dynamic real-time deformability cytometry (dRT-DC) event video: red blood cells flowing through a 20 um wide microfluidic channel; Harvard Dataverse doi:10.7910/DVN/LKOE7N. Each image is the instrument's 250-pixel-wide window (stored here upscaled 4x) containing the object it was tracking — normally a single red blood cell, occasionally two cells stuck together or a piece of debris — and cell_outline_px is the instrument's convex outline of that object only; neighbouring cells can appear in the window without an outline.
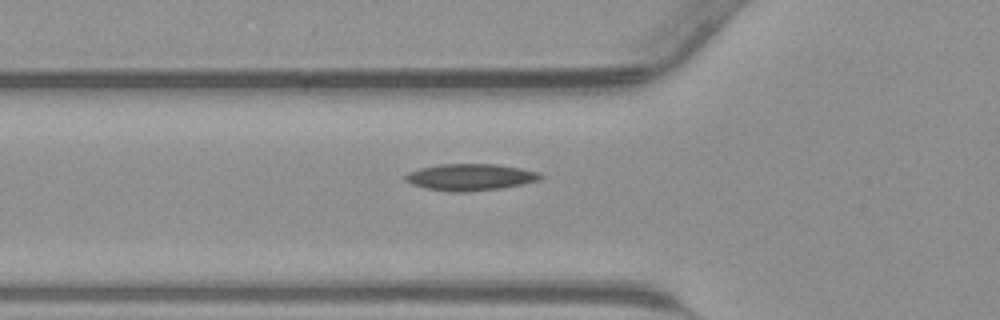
{"species": "common noctule bat (a hibernating species)", "species_latin": "Nyctalus noctula", "temperature_condition": "warm", "stored_images_in_passage": 32, "segment_of_instrument_passage": [1, 2], "camera_frame_rate_fps": 3000, "um_per_image_px": 0.085, "animal": {"sex": "male", "body_mass_g": 23.1, "forearm_length_mm": 52.7}, "frame": {"image": 1, "passage_image": 2, "time_ms": 0.333, "image_size_px": [1000, 320], "cell_outline_px": [[544, 176], [540, 180], [524, 184], [500, 188], [464, 192], [452, 192], [428, 188], [412, 184], [404, 180], [404, 176], [408, 172], [420, 168], [440, 164], [496, 164], [520, 168], [540, 172]], "centroid_in_image_um": [40.0, 15.05], "position_along_channel_um": 85.8, "area_um2": 20.98}}
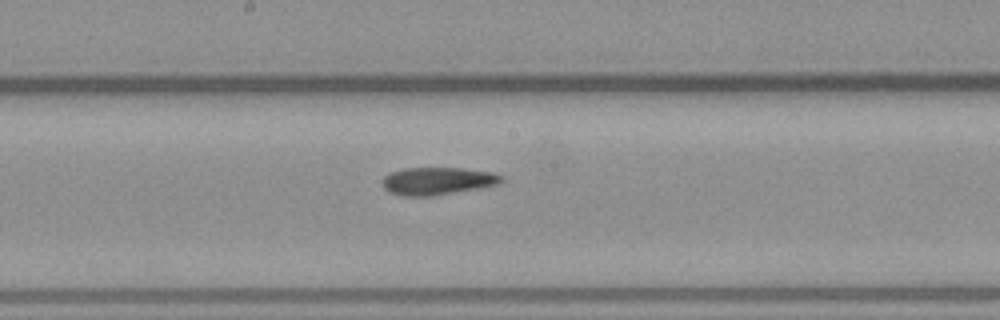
{"frame": {"image": 2, "passage_image": 10, "time_ms": 3.0, "image_size_px": [1000, 320], "cell_outline_px": [[504, 180], [500, 184], [480, 188], [432, 196], [400, 196], [388, 192], [384, 188], [384, 176], [388, 172], [404, 168], [464, 168], [496, 172], [504, 176]], "centroid_in_image_um": [37.23, 15.38], "position_along_channel_um": 211.0, "area_um2": 19.48}}
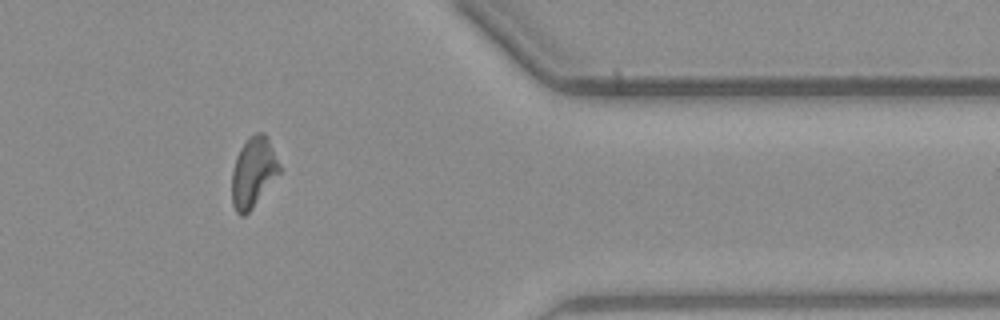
{"frame": {"image": 3, "passage_image": 23, "time_ms": 7.333, "image_size_px": [1000, 320], "cell_outline_px": [[280, 172], [252, 208], [244, 216], [240, 216], [236, 212], [232, 204], [232, 172], [236, 156], [240, 148], [256, 132], [264, 132], [280, 164]], "centroid_in_image_um": [21.51, 14.67], "position_along_channel_um": 389.9, "area_um2": 19.07}}